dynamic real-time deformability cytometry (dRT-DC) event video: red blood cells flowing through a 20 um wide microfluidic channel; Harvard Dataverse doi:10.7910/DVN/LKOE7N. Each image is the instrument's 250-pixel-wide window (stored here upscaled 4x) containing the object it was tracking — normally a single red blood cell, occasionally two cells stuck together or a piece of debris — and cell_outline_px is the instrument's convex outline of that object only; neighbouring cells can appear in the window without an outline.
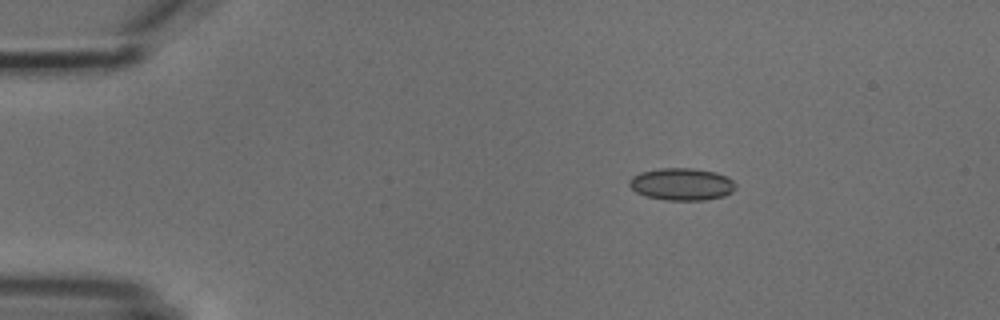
{"species": "common noctule bat (a hibernating species)", "species_latin": "Nyctalus noctula", "temperature_condition": "cold", "stored_images_in_passage": 4, "camera_frame_rate_fps": 3000, "um_per_image_px": 0.085, "animal": {"sex": "male", "body_mass_g": 18.8}, "frame": {"image": 1, "passage_image": 2, "time_ms": 1.333, "image_size_px": [1000, 320], "cell_outline_px": [[736, 188], [732, 192], [724, 196], [704, 200], [668, 200], [644, 196], [636, 192], [628, 184], [628, 180], [632, 176], [640, 172], [660, 168], [692, 168], [716, 172], [732, 180], [736, 184]], "centroid_in_image_um": [57.93, 15.65], "position_along_channel_um": 27.1, "area_um2": 20.06}}